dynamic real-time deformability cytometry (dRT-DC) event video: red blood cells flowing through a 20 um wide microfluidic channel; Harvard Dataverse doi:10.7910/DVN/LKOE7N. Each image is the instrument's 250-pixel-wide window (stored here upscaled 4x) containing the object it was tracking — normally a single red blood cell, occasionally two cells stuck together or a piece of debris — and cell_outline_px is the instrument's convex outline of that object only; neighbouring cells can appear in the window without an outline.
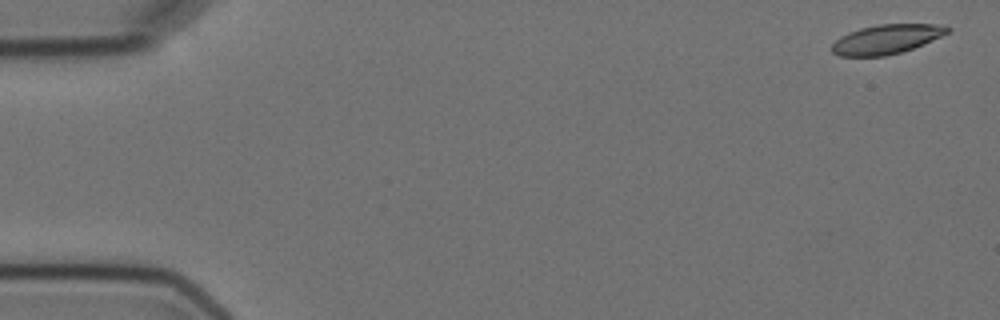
{"species": "Egyptian fruit bat (a non-hibernating species)", "species_latin": "Rousettus aegyptiacus", "temperature_condition": "cold", "stored_images_in_passage": 5, "camera_frame_rate_fps": 3000, "um_per_image_px": 0.085, "animal": {"sex": "female"}, "frame": {"image": 1, "passage_image": 1, "time_ms": 0.0, "image_size_px": [1000, 320], "cell_outline_px": [[952, 28], [948, 32], [940, 36], [912, 48], [900, 52], [884, 56], [840, 56], [832, 52], [832, 44], [840, 36], [848, 32], [860, 28], [880, 24], [936, 24]], "centroid_in_image_um": [75.3, 3.33], "position_along_channel_um": 9.7, "area_um2": 19.48}}
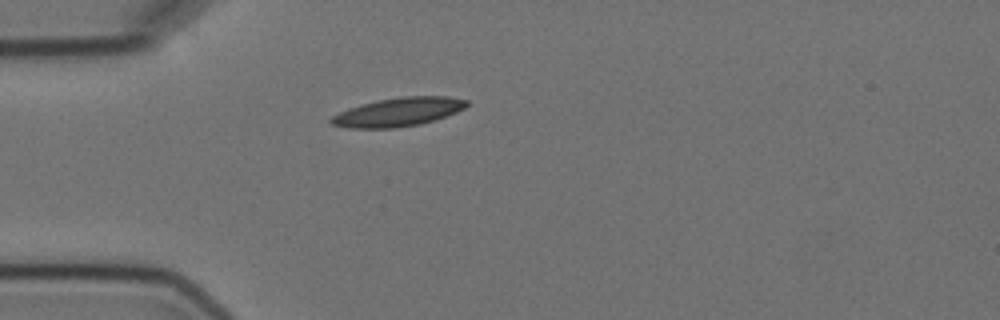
{"frame": {"image": 2, "passage_image": 4, "time_ms": 4.667, "image_size_px": [1000, 320], "cell_outline_px": [[468, 104], [464, 108], [456, 112], [420, 124], [396, 128], [348, 128], [332, 124], [328, 120], [332, 116], [348, 108], [360, 104], [400, 96], [448, 96], [468, 100]], "centroid_in_image_um": [33.83, 9.51], "position_along_channel_um": 51.2, "area_um2": 22.54}}